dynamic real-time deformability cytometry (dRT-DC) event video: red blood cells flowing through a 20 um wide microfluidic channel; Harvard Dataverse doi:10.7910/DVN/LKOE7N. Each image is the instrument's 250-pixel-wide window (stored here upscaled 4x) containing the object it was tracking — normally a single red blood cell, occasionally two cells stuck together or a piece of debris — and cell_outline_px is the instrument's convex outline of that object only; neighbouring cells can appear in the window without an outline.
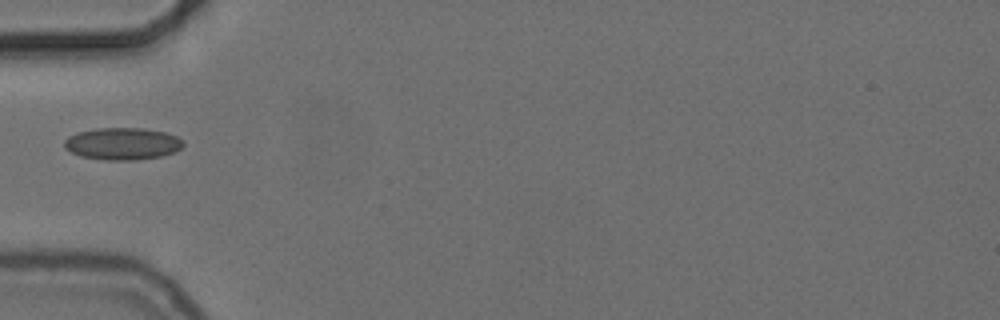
{"species": "common noctule bat (a hibernating species)", "species_latin": "Nyctalus noctula", "temperature_condition": "cold", "stored_images_in_passage": 16, "camera_frame_rate_fps": 3000, "um_per_image_px": 0.085, "animal": {"sex": "female", "body_mass_g": 24.6, "forearm_length_mm": 56.2}, "frame": {"image": 1, "passage_image": 1, "time_ms": 0.0, "image_size_px": [1000, 320], "cell_outline_px": [[184, 144], [180, 148], [172, 152], [160, 156], [136, 160], [104, 160], [80, 156], [64, 148], [64, 140], [68, 136], [76, 132], [96, 128], [144, 128], [168, 132], [184, 140]], "centroid_in_image_um": [10.39, 12.2], "position_along_channel_um": 74.6, "area_um2": 22.43}}
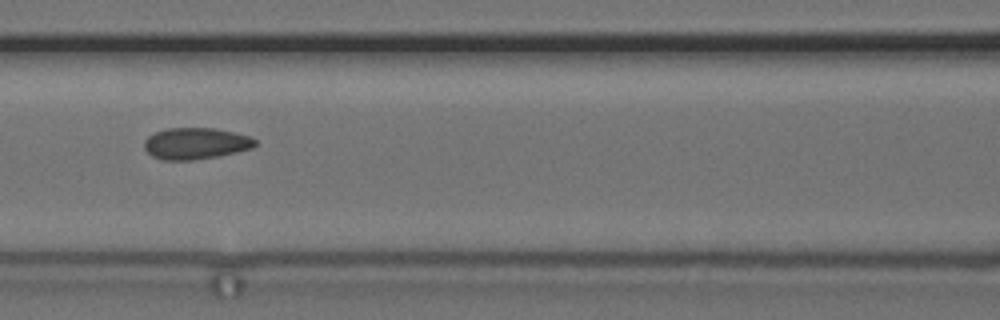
{"frame": {"image": 2, "passage_image": 7, "time_ms": 2.0, "image_size_px": [1000, 320], "cell_outline_px": [[256, 144], [252, 148], [220, 156], [192, 160], [160, 160], [152, 156], [144, 148], [144, 140], [148, 136], [156, 132], [168, 128], [216, 128], [248, 136], [256, 140]], "centroid_in_image_um": [16.61, 12.2], "position_along_channel_um": 150.0, "area_um2": 20.35}}
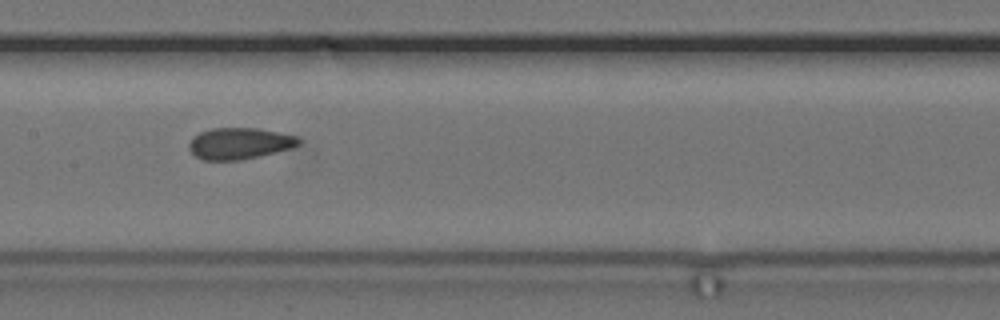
{"frame": {"image": 3, "passage_image": 10, "time_ms": 3.0, "image_size_px": [1000, 320], "cell_outline_px": [[300, 144], [292, 148], [260, 156], [240, 160], [204, 160], [196, 156], [188, 148], [188, 144], [192, 136], [200, 132], [212, 128], [256, 128], [296, 136], [300, 140]], "centroid_in_image_um": [20.33, 12.19], "position_along_channel_um": 187.1, "area_um2": 20.06}}